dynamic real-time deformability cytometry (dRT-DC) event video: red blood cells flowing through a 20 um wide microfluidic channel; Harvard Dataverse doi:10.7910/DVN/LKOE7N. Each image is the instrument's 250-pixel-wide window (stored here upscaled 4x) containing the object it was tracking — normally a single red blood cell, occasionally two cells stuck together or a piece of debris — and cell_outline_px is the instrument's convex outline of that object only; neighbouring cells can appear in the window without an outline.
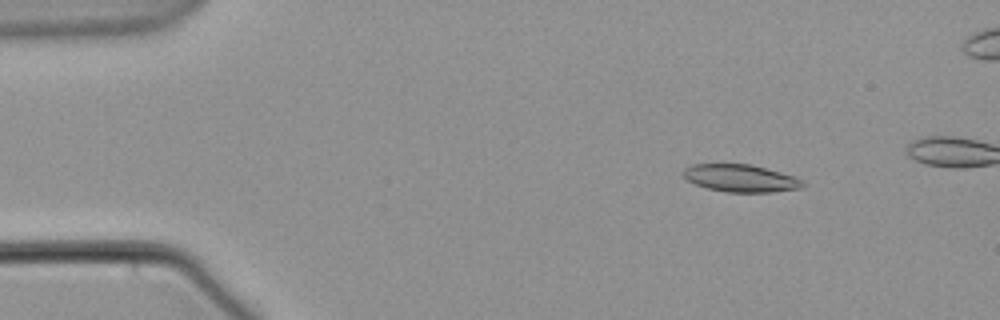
{"species": "common noctule bat (a hibernating species)", "species_latin": "Nyctalus noctula", "temperature_condition": "warm", "stored_images_in_passage": 6, "camera_frame_rate_fps": 3000, "um_per_image_px": 0.085, "animal": {"sex": "male", "body_mass_g": 21.5, "forearm_length_mm": 52.0}, "frame": {"image": 1, "passage_image": 3, "time_ms": 2.667, "image_size_px": [1000, 320], "cell_outline_px": [[808, 184], [804, 188], [772, 192], [728, 192], [708, 188], [696, 184], [688, 180], [680, 172], [684, 168], [692, 164], [752, 164], [796, 176], [804, 180]], "centroid_in_image_um": [63.03, 15.14], "position_along_channel_um": 22.0, "area_um2": 19.42}}